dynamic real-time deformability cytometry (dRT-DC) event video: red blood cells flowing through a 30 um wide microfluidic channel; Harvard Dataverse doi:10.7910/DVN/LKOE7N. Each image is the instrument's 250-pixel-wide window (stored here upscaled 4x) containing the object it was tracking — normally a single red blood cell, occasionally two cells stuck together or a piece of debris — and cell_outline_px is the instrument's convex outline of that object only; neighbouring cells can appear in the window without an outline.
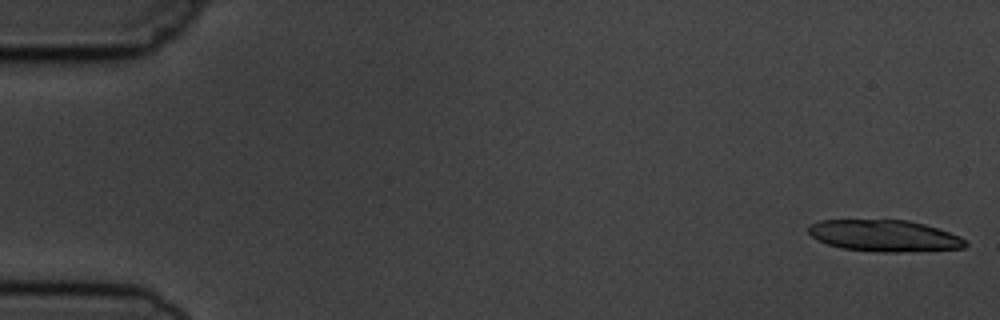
{"species": "common noctule bat (a hibernating species)", "species_latin": "Nyctalus noctula", "temperature_condition": "cold", "stored_images_in_passage": 5, "camera_frame_rate_fps": 3000, "um_per_image_px": 0.085, "animal": {"sex": "male", "body_mass_g": 19.5, "forearm_length_mm": 54.6}, "frame": {"image": 1, "passage_image": 1, "time_ms": 0.0, "image_size_px": [1000, 320], "cell_outline_px": [[968, 244], [964, 248], [900, 252], [884, 252], [844, 248], [828, 244], [812, 236], [808, 232], [808, 228], [812, 224], [820, 220], [908, 220], [924, 224], [960, 236], [968, 240]], "centroid_in_image_um": [75.22, 20.03], "position_along_channel_um": 9.8, "area_um2": 28.55}}